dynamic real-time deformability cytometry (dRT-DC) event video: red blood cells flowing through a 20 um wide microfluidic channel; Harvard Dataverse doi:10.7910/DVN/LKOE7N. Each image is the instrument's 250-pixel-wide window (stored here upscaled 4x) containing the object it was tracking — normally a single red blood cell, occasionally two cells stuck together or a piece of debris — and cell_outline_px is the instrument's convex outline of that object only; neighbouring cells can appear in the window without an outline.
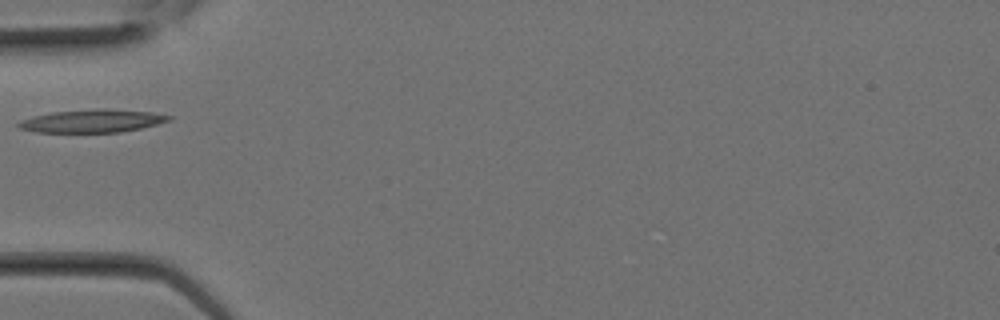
{"species": "Egyptian fruit bat (a non-hibernating species)", "species_latin": "Rousettus aegyptiacus", "temperature_condition": "room temperature", "stored_images_in_passage": 17, "camera_frame_rate_fps": 3000, "um_per_image_px": 0.085, "animal": {"sex": "female"}, "frame": {"image": 1, "passage_image": 1, "time_ms": 0.0, "image_size_px": [1000, 320], "cell_outline_px": [[172, 120], [140, 128], [120, 132], [36, 132], [20, 128], [16, 124], [20, 120], [32, 116], [52, 112], [96, 108], [104, 108], [152, 112], [172, 116]], "centroid_in_image_um": [7.83, 10.27], "position_along_channel_um": 77.2, "area_um2": 20.17}}
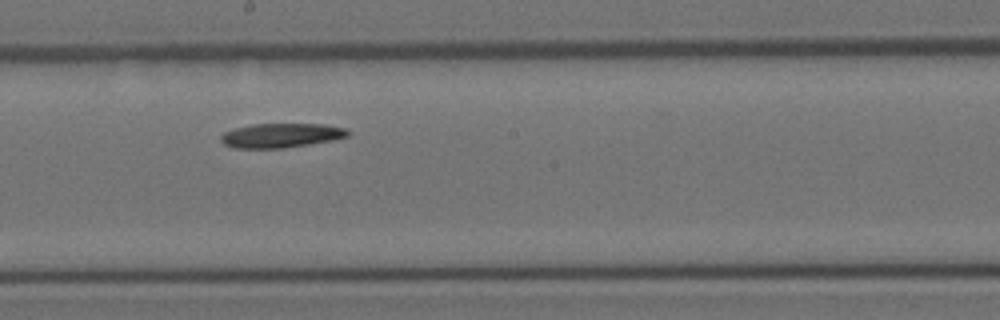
{"frame": {"image": 2, "passage_image": 7, "time_ms": 2.0, "image_size_px": [1000, 320], "cell_outline_px": [[348, 136], [332, 140], [308, 144], [280, 148], [232, 148], [224, 144], [220, 140], [220, 136], [224, 132], [236, 128], [252, 124], [324, 124], [344, 128], [348, 132]], "centroid_in_image_um": [23.84, 11.51], "position_along_channel_um": 224.4, "area_um2": 17.8}}
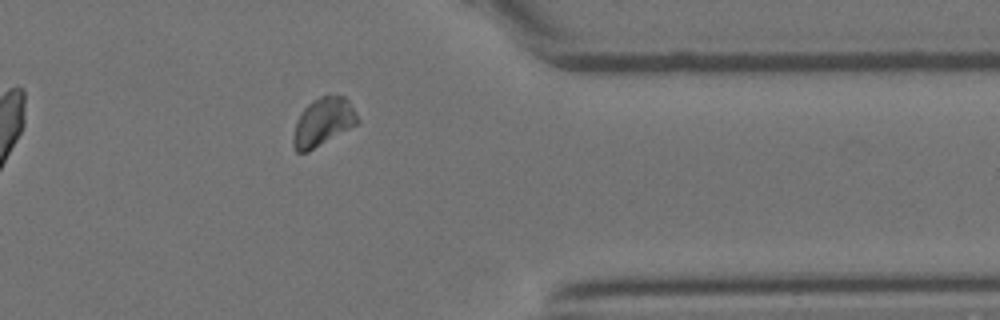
{"frame": {"image": 3, "passage_image": 14, "time_ms": 4.333, "image_size_px": [1000, 320], "cell_outline_px": [[360, 120], [356, 124], [308, 152], [296, 152], [292, 144], [292, 136], [296, 120], [300, 112], [312, 100], [320, 96], [344, 96], [348, 100], [356, 112]], "centroid_in_image_um": [27.42, 10.37], "position_along_channel_um": 384.0, "area_um2": 17.98}}